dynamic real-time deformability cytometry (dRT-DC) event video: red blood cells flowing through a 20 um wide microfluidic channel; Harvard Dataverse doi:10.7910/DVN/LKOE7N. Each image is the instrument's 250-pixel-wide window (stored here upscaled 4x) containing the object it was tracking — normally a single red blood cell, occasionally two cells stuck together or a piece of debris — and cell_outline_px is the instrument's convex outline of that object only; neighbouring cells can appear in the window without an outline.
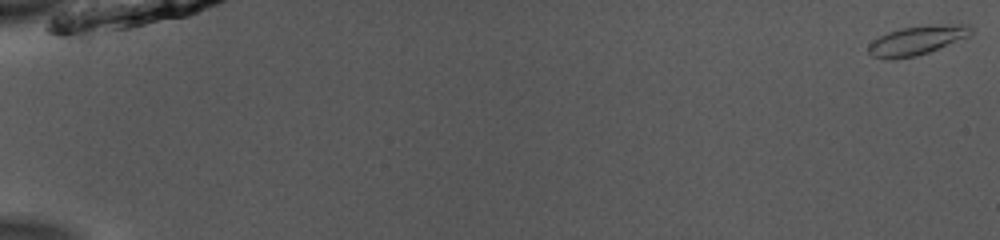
{"species": "common noctule bat (a hibernating species)", "species_latin": "Nyctalus noctula", "temperature_condition": "room temperature", "stored_images_in_passage": 53, "camera_frame_rate_fps": 3000, "um_per_image_px": 0.085, "animal": {"sex": "male", "body_mass_g": 13.0, "forearm_length_mm": 53.1}, "frame": {"image": 1, "passage_image": 1, "time_ms": 0.0, "image_size_px": [1000, 240], "cell_outline_px": [[976, 28], [968, 36], [928, 52], [916, 56], [896, 60], [888, 60], [872, 56], [868, 52], [868, 44], [872, 40], [888, 32], [900, 28], [928, 24], [968, 24]], "centroid_in_image_um": [77.92, 3.42], "position_along_channel_um": 7.1, "area_um2": 17.69}}
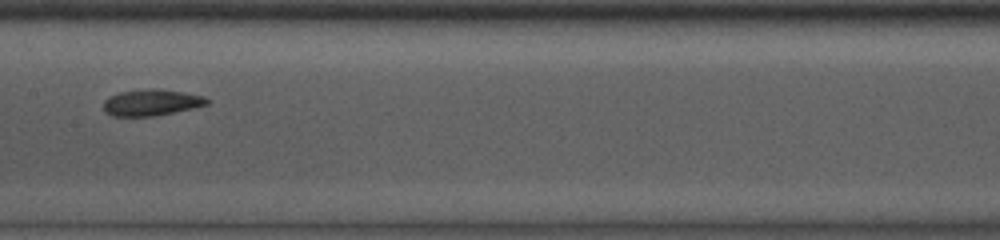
{"frame": {"image": 2, "passage_image": 29, "time_ms": 9.333, "image_size_px": [1000, 240], "cell_outline_px": [[212, 100], [208, 104], [192, 108], [152, 116], [112, 116], [104, 112], [104, 100], [108, 96], [120, 92], [152, 88], [184, 92], [204, 96]], "centroid_in_image_um": [12.86, 8.71], "position_along_channel_um": 194.5, "area_um2": 15.84}}
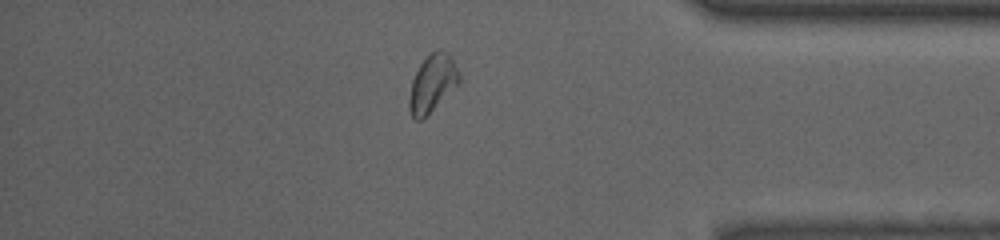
{"frame": {"image": 3, "passage_image": 46, "time_ms": 15.0, "image_size_px": [1000, 240], "cell_outline_px": [[460, 84], [420, 120], [416, 120], [412, 116], [408, 108], [408, 100], [412, 80], [420, 64], [436, 48], [440, 48], [448, 52], [460, 76]], "centroid_in_image_um": [36.75, 7.06], "position_along_channel_um": 398.5, "area_um2": 16.53}, "authors_computed_cell_mechanics": {"area_um2": 16.184, "velocity_mm_per_s": 3.9288, "shape_relaxation_time_tau1_ms": null, "shape_relaxation_time_tau2_ms": 3.6905, "deformation_change_tau1": null, "deformation_change_tau2": 0.0378}}